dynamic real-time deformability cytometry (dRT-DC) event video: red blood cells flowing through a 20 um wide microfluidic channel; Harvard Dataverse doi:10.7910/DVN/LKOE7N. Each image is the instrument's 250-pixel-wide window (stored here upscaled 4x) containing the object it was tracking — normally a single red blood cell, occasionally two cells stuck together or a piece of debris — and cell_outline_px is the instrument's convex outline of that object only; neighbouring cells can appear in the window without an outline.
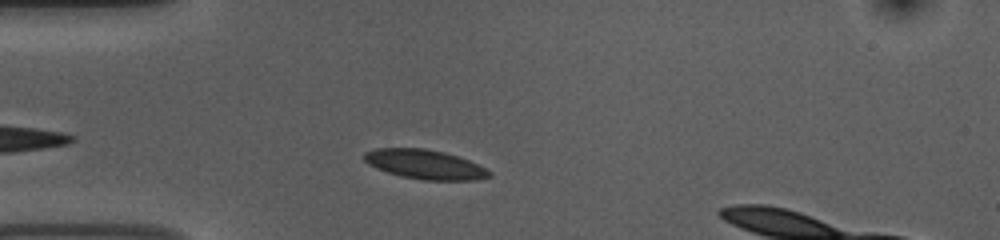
{"species": "common noctule bat (a hibernating species)", "species_latin": "Nyctalus noctula", "temperature_condition": "room temperature", "stored_images_in_passage": 44, "camera_frame_rate_fps": 3000, "um_per_image_px": 0.085, "animal": {"sex": "female", "body_mass_g": 10.0, "forearm_length_mm": 53.1}, "frame": {"image": 1, "passage_image": 7, "time_ms": 2.0, "image_size_px": [1000, 240], "cell_outline_px": [[492, 176], [476, 180], [424, 180], [400, 176], [376, 168], [368, 164], [364, 160], [364, 152], [376, 148], [424, 148], [444, 152], [468, 160], [492, 172]], "centroid_in_image_um": [36.1, 13.97], "position_along_channel_um": 48.9, "area_um2": 21.33}}
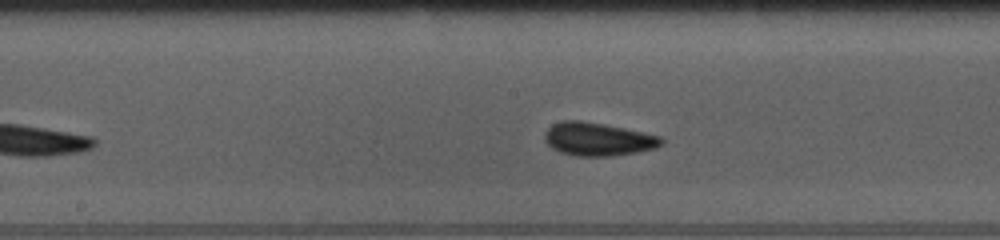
{"frame": {"image": 2, "passage_image": 20, "time_ms": 6.333, "image_size_px": [1000, 240], "cell_outline_px": [[664, 144], [652, 148], [636, 152], [608, 156], [576, 156], [560, 152], [552, 148], [544, 140], [544, 132], [552, 124], [560, 120], [580, 120], [604, 124], [624, 128], [660, 136], [664, 140]], "centroid_in_image_um": [50.78, 11.82], "position_along_channel_um": 197.4, "area_um2": 22.54}}
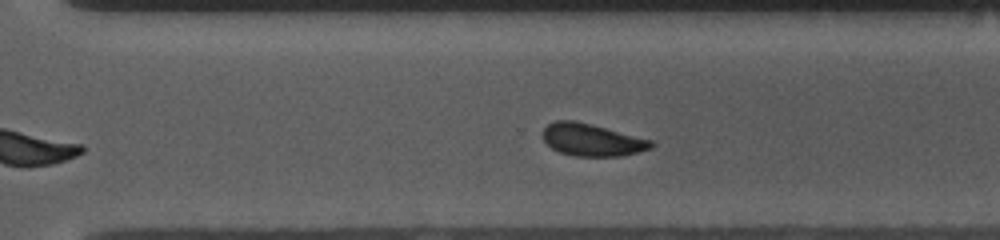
{"frame": {"image": 3, "passage_image": 30, "time_ms": 9.667, "image_size_px": [1000, 240], "cell_outline_px": [[656, 144], [652, 148], [620, 156], [576, 156], [560, 152], [552, 148], [544, 140], [540, 132], [548, 124], [556, 120], [572, 120], [592, 124], [652, 140]], "centroid_in_image_um": [50.3, 11.88], "position_along_channel_um": 320.3, "area_um2": 20.4}, "authors_computed_cell_mechanics": {"area_um2": 20.6924, "velocity_mm_per_s": 3.702, "shape_relaxation_time_tau1_ms": 4.779, "shape_relaxation_time_tau2_ms": 2.3856, "deformation_change_tau1": 0.1102, "deformation_change_tau2": 0.0655}}